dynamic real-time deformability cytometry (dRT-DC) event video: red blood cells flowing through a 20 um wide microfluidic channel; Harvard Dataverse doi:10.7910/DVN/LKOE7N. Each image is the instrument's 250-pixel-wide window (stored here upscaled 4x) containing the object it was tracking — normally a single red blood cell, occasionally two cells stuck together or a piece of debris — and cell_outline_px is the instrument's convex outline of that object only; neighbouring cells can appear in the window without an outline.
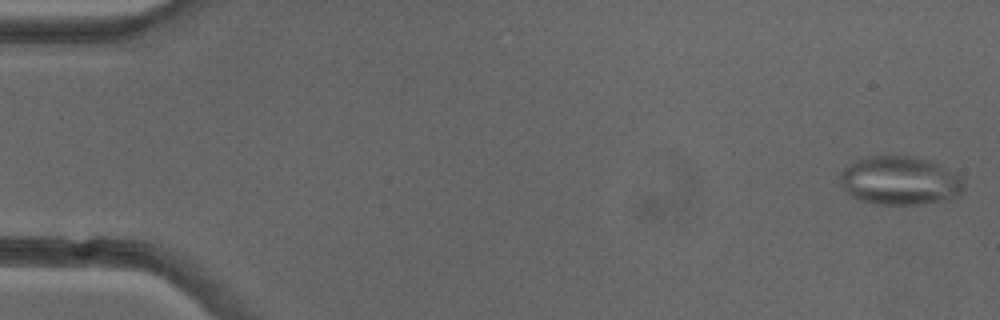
{"species": "common noctule bat (a hibernating species)", "species_latin": "Nyctalus noctula", "temperature_condition": "cold", "stored_images_in_passage": 47, "camera_frame_rate_fps": 3000, "um_per_image_px": 0.085, "animal": {"sex": "female"}, "frame": {"image": 1, "passage_image": 1, "time_ms": 0.0, "image_size_px": [1000, 320], "cell_outline_px": [[964, 192], [960, 196], [920, 204], [872, 204], [860, 200], [852, 196], [840, 184], [840, 172], [848, 164], [856, 160], [872, 156], [908, 156], [928, 160], [948, 168], [964, 176]], "centroid_in_image_um": [76.53, 15.35], "position_along_channel_um": 8.5, "area_um2": 35.26}}
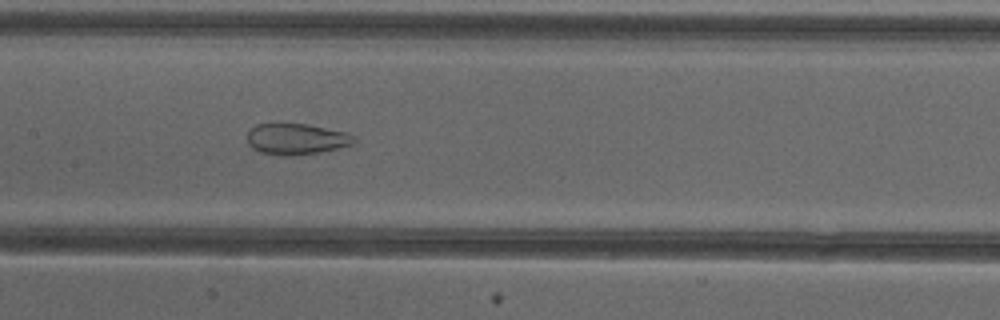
{"frame": {"image": 2, "passage_image": 25, "time_ms": 8.0, "image_size_px": [1000, 320], "cell_outline_px": [[356, 140], [352, 144], [320, 152], [284, 156], [280, 156], [260, 152], [252, 148], [248, 144], [248, 132], [256, 124], [308, 124], [348, 132], [356, 136]], "centroid_in_image_um": [25.21, 11.81], "position_along_channel_um": 182.2, "area_um2": 19.31}}
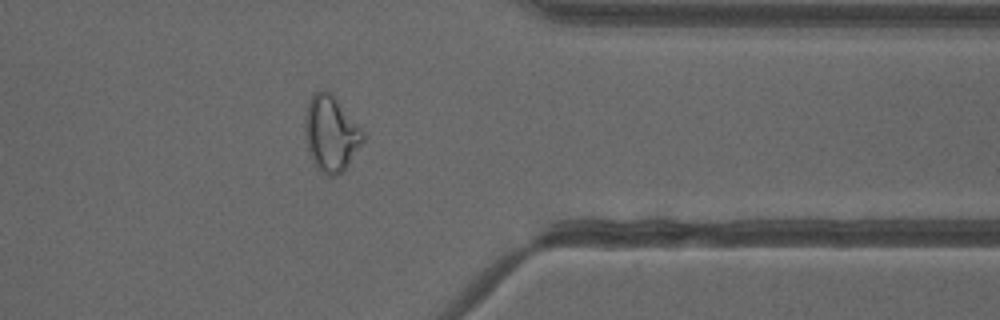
{"frame": {"image": 3, "passage_image": 41, "time_ms": 13.333, "image_size_px": [1000, 320], "cell_outline_px": [[364, 140], [348, 164], [340, 172], [332, 176], [328, 176], [316, 168], [312, 160], [308, 148], [304, 132], [304, 128], [308, 100], [312, 92], [320, 88], [328, 92], [336, 100], [364, 132]], "centroid_in_image_um": [28.09, 11.34], "position_along_channel_um": 383.3, "area_um2": 25.09}, "authors_computed_cell_mechanics": {"area_um2": 25.6632, "velocity_mm_per_s": 3.9794, "shape_relaxation_time_tau1_ms": null, "shape_relaxation_time_tau2_ms": 1.9529, "deformation_change_tau1": null, "deformation_change_tau2": 0.0941}}